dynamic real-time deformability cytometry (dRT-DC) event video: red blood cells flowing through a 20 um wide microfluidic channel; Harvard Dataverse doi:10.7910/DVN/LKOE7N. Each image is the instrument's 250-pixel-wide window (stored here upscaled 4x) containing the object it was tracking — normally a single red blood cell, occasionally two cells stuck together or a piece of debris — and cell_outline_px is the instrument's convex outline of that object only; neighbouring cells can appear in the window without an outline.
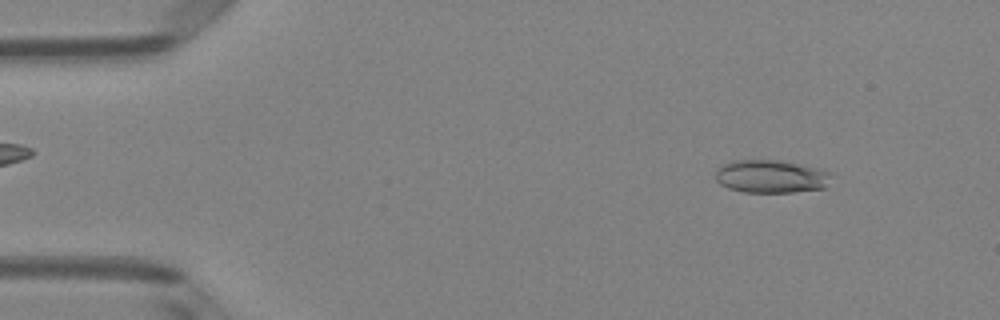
{"species": "Egyptian fruit bat (a non-hibernating species)", "species_latin": "Rousettus aegyptiacus", "temperature_condition": "room temperature", "stored_images_in_passage": 49, "camera_frame_rate_fps": 3000, "um_per_image_px": 0.085, "animal": {"sex": "female"}, "frame": {"image": 1, "passage_image": 5, "time_ms": 1.333, "image_size_px": [1000, 320], "cell_outline_px": [[836, 172], [828, 188], [792, 192], [744, 192], [728, 188], [720, 184], [716, 180], [716, 168], [720, 164], [732, 160], [780, 160], [804, 164]], "centroid_in_image_um": [65.63, 14.98], "position_along_channel_um": 19.4, "area_um2": 23.12}}
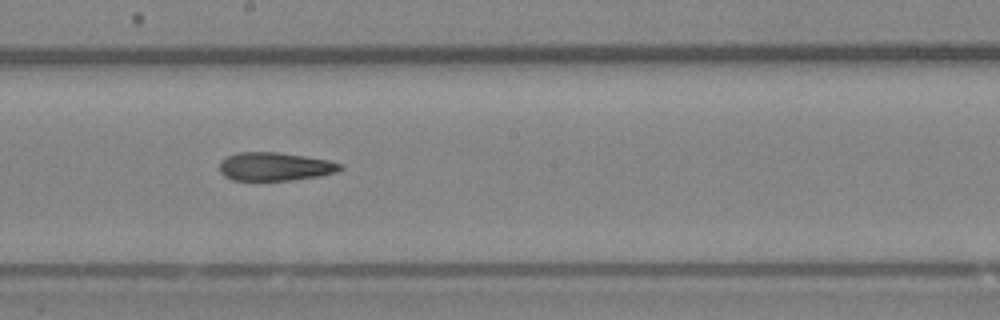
{"frame": {"image": 2, "passage_image": 27, "time_ms": 8.667, "image_size_px": [1000, 320], "cell_outline_px": [[344, 168], [336, 172], [320, 176], [292, 180], [232, 180], [224, 176], [220, 172], [220, 160], [236, 152], [276, 152], [304, 156], [328, 160], [344, 164]], "centroid_in_image_um": [23.38, 14.16], "position_along_channel_um": 224.8, "area_um2": 20.06}}
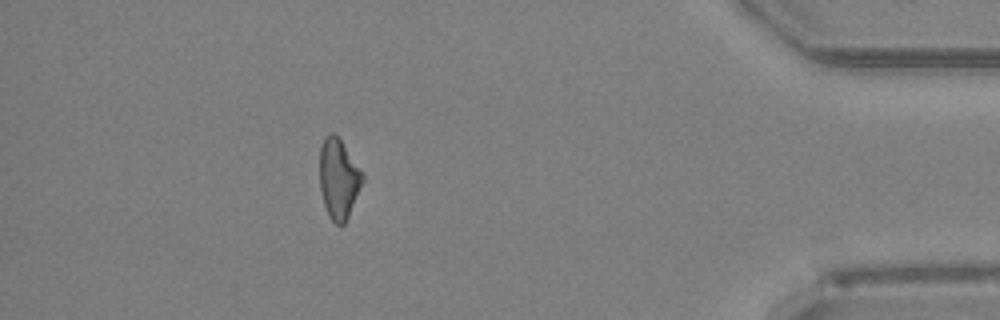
{"frame": {"image": 3, "passage_image": 44, "time_ms": 14.333, "image_size_px": [1000, 320], "cell_outline_px": [[364, 180], [348, 216], [344, 224], [336, 224], [328, 216], [324, 204], [320, 188], [320, 148], [324, 136], [328, 132], [332, 132], [340, 140], [364, 176]], "centroid_in_image_um": [28.76, 15.19], "position_along_channel_um": 406.4, "area_um2": 19.59}, "authors_computed_cell_mechanics": {"area_um2": 20.9236, "velocity_mm_per_s": 4.0418, "shape_relaxation_time_tau1_ms": null, "shape_relaxation_time_tau2_ms": 8.5512, "deformation_change_tau1": null, "deformation_change_tau2": 0.2352}}